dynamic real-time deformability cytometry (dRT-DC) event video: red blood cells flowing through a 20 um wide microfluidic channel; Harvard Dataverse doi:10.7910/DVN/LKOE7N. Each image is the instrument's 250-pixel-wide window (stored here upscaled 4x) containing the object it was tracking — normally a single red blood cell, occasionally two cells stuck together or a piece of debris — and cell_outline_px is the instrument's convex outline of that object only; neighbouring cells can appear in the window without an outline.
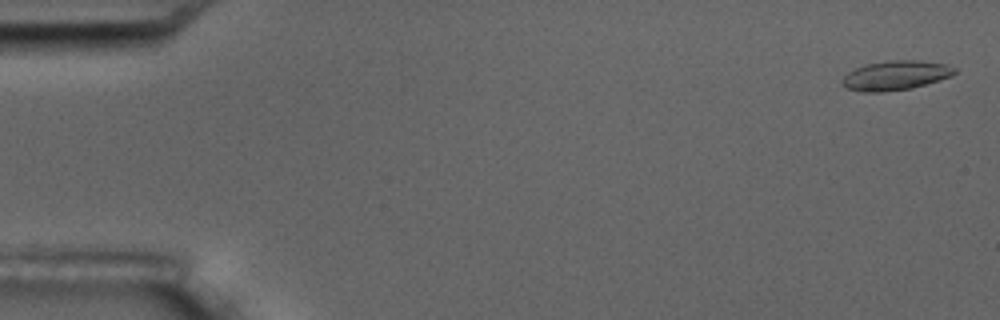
{"species": "common noctule bat (a hibernating species)", "species_latin": "Nyctalus noctula", "temperature_condition": "room temperature", "stored_images_in_passage": 17, "camera_frame_rate_fps": 3000, "um_per_image_px": 0.085, "animal": {"sex": "male", "body_mass_g": 17.5, "forearm_length_mm": 52.3}, "frame": {"image": 1, "passage_image": 1, "time_ms": 0.0, "image_size_px": [1000, 320], "cell_outline_px": [[956, 72], [952, 76], [912, 88], [880, 92], [864, 92], [848, 88], [840, 84], [840, 80], [848, 72], [856, 68], [868, 64], [888, 60], [920, 60], [944, 64], [956, 68]], "centroid_in_image_um": [76.11, 6.41], "position_along_channel_um": 8.9, "area_um2": 19.19}}
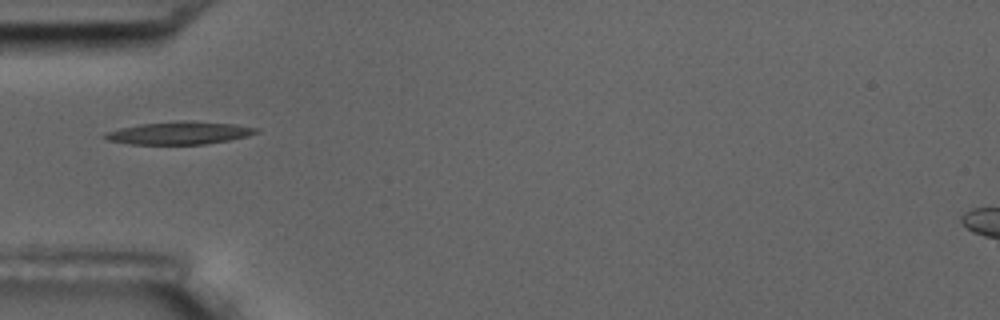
{"frame": {"image": 2, "passage_image": 6, "time_ms": 5.667, "image_size_px": [1000, 320], "cell_outline_px": [[260, 132], [248, 136], [228, 140], [204, 144], [128, 144], [108, 140], [100, 136], [104, 132], [120, 128], [140, 124], [184, 120], [192, 120], [236, 124], [260, 128]], "centroid_in_image_um": [15.25, 11.29], "position_along_channel_um": 69.7, "area_um2": 20.29}}
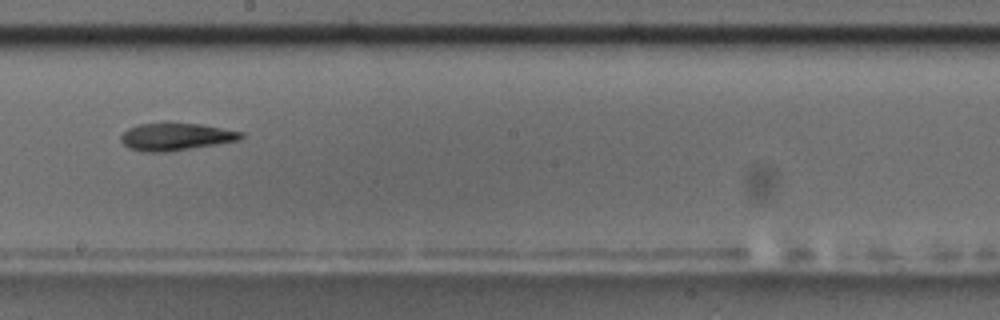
{"frame": {"image": 3, "passage_image": 10, "time_ms": 10.333, "image_size_px": [1000, 320], "cell_outline_px": [[244, 136], [240, 140], [168, 152], [144, 152], [128, 148], [120, 140], [120, 136], [128, 128], [136, 124], [168, 120], [200, 124], [244, 132]], "centroid_in_image_um": [14.91, 11.58], "position_along_channel_um": 233.3, "area_um2": 19.94}, "authors_computed_cell_mechanics": {"area_um2": 19.0162, "velocity_mm_per_s": 3.5012, "shape_relaxation_time_tau1_ms": 7.6847, "shape_relaxation_time_tau2_ms": 5.7653, "deformation_change_tau1": 0.1763, "deformation_change_tau2": 0.1544}}